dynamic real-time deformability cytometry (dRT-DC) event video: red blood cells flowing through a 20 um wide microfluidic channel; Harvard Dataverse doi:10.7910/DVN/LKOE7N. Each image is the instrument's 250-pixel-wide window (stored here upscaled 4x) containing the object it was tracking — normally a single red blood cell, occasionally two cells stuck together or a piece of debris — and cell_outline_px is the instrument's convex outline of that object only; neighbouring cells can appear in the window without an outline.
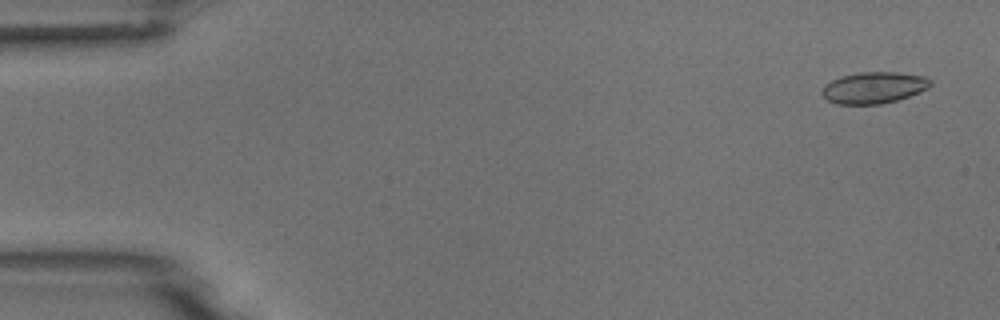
{"species": "common noctule bat (a hibernating species)", "species_latin": "Nyctalus noctula", "temperature_condition": "room temperature", "stored_images_in_passage": 4, "camera_frame_rate_fps": 3000, "um_per_image_px": 0.085, "animal": {"sex": "male", "body_mass_g": 18.8}, "frame": {"image": 1, "passage_image": 1, "time_ms": 0.0, "image_size_px": [1000, 320], "cell_outline_px": [[932, 84], [928, 88], [908, 96], [896, 100], [880, 104], [836, 104], [828, 100], [820, 92], [824, 84], [840, 76], [860, 72], [896, 72], [924, 76], [932, 80]], "centroid_in_image_um": [74.25, 7.44], "position_along_channel_um": 10.7, "area_um2": 19.88}}
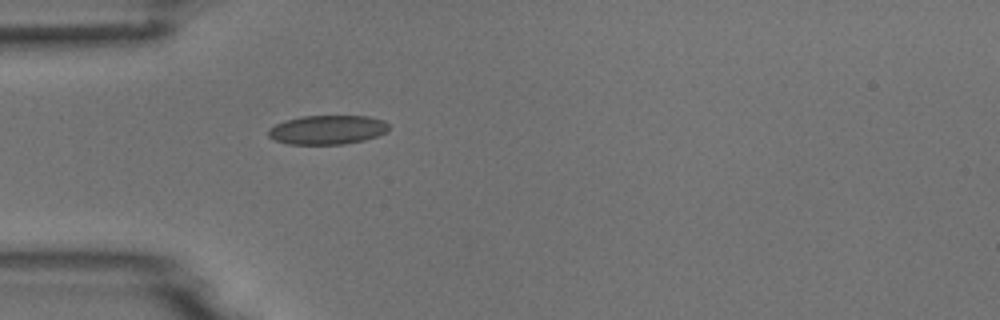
{"frame": {"image": 2, "passage_image": 4, "time_ms": 4.333, "image_size_px": [1000, 320], "cell_outline_px": [[388, 128], [384, 132], [376, 136], [364, 140], [344, 144], [288, 144], [276, 140], [268, 136], [268, 128], [284, 120], [304, 116], [368, 116], [384, 120], [388, 124]], "centroid_in_image_um": [27.8, 11.03], "position_along_channel_um": 57.2, "area_um2": 20.35}}